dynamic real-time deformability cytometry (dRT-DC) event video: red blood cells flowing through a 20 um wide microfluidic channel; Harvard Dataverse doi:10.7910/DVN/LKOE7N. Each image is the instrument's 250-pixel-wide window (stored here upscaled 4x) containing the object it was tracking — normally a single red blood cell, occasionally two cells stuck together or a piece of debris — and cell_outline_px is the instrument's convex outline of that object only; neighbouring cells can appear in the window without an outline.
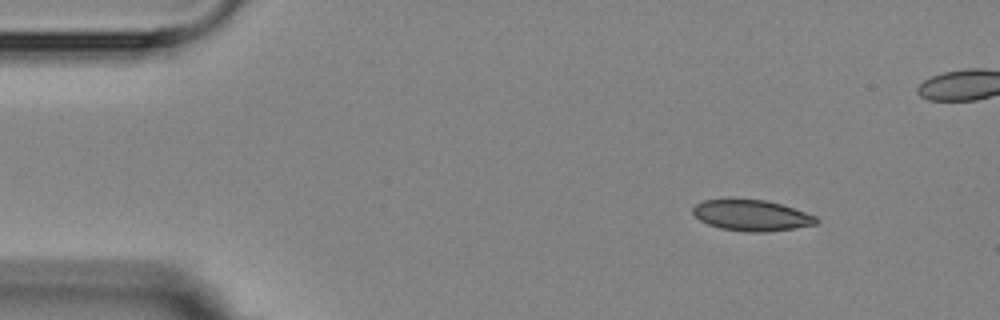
{"species": "Egyptian fruit bat (a non-hibernating species)", "species_latin": "Rousettus aegyptiacus", "temperature_condition": "room temperature", "stored_images_in_passage": 10, "camera_frame_rate_fps": 3000, "um_per_image_px": 0.085, "animal": {"sex": "female"}, "frame": {"image": 1, "passage_image": 1, "time_ms": 0.0, "image_size_px": [1000, 320], "cell_outline_px": [[820, 220], [816, 224], [768, 232], [748, 232], [720, 228], [708, 224], [700, 220], [692, 212], [692, 208], [696, 204], [704, 200], [728, 196], [732, 196], [764, 200], [780, 204], [816, 216]], "centroid_in_image_um": [63.81, 18.26], "position_along_channel_um": 21.2, "area_um2": 22.77}}
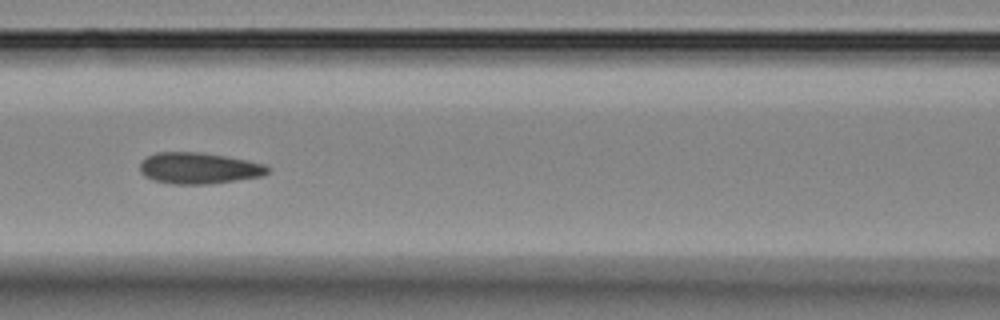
{"frame": {"image": 2, "passage_image": 6, "time_ms": 5.667, "image_size_px": [1000, 320], "cell_outline_px": [[268, 172], [260, 176], [208, 184], [172, 184], [156, 180], [144, 176], [140, 172], [140, 164], [148, 156], [156, 152], [204, 152], [248, 160], [264, 164], [268, 168]], "centroid_in_image_um": [16.88, 14.28], "position_along_channel_um": 149.7, "area_um2": 23.06}}
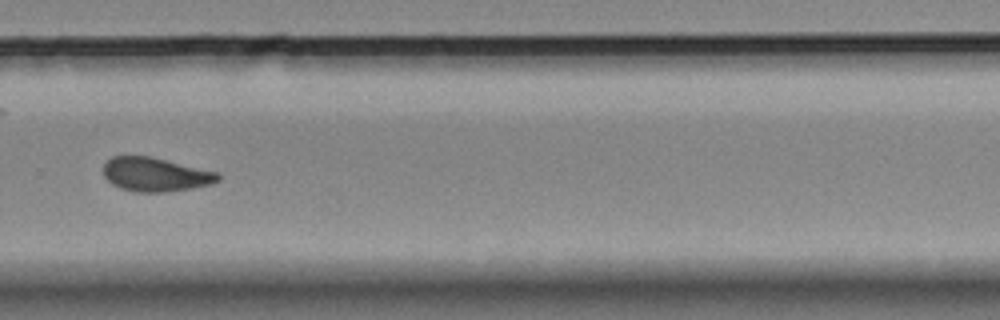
{"frame": {"image": 3, "passage_image": 10, "time_ms": 10.333, "image_size_px": [1000, 320], "cell_outline_px": [[220, 180], [212, 184], [192, 188], [168, 192], [136, 192], [120, 188], [112, 184], [104, 176], [104, 164], [112, 156], [148, 156], [220, 172]], "centroid_in_image_um": [13.24, 14.84], "position_along_channel_um": 316.6, "area_um2": 22.72}}